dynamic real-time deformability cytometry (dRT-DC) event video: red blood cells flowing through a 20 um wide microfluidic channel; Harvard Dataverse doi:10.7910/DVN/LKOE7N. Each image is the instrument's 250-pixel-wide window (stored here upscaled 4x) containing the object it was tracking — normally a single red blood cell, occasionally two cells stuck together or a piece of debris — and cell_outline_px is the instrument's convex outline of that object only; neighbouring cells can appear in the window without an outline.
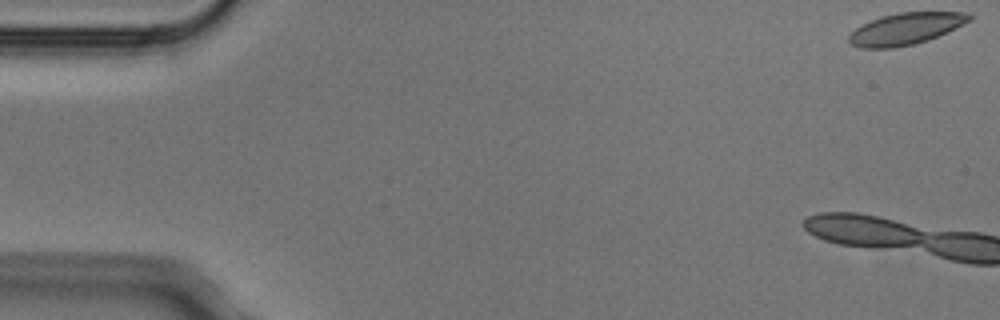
{"species": "Egyptian fruit bat (a non-hibernating species)", "species_latin": "Rousettus aegyptiacus", "temperature_condition": "cold", "stored_images_in_passage": 8, "camera_frame_rate_fps": 3000, "um_per_image_px": 0.085, "animal": {"sex": "male"}, "frame": {"image": 1, "passage_image": 1, "time_ms": 0.0, "image_size_px": [1000, 320], "cell_outline_px": [[972, 20], [948, 32], [928, 40], [912, 44], [892, 48], [860, 48], [852, 44], [848, 40], [848, 36], [856, 28], [872, 20], [884, 16], [900, 12], [972, 12]], "centroid_in_image_um": [77.04, 2.44], "position_along_channel_um": 8.0, "area_um2": 22.14}}
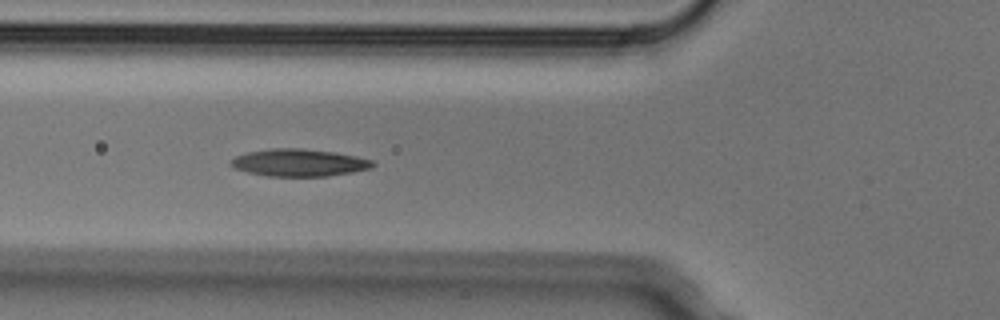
{"frame": {"image": 2, "passage_image": 7, "time_ms": 2.0, "image_size_px": [1000, 320], "cell_outline_px": [[376, 164], [372, 168], [352, 172], [328, 176], [268, 176], [248, 172], [236, 168], [228, 164], [236, 156], [248, 152], [268, 148], [300, 148], [336, 152], [356, 156], [372, 160]], "centroid_in_image_um": [25.44, 13.82], "position_along_channel_um": 100.4, "area_um2": 22.6}}